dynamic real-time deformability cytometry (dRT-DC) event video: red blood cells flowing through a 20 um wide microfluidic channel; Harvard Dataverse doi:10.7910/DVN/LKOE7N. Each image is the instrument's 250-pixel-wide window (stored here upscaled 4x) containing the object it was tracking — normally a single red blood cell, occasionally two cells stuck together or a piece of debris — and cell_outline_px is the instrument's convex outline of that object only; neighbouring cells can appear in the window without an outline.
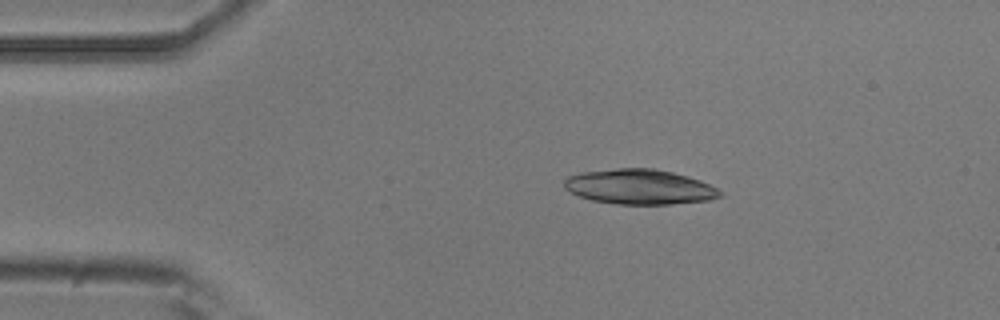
{"species": "common noctule bat (a hibernating species)", "species_latin": "Nyctalus noctula", "temperature_condition": "room temperature", "stored_images_in_passage": 6, "camera_frame_rate_fps": 3000, "um_per_image_px": 0.085, "animal": {"sex": "male", "body_mass_g": 20.5, "forearm_length_mm": 52.5}, "frame": {"image": 1, "passage_image": 3, "time_ms": 2.333, "image_size_px": [1000, 320], "cell_outline_px": [[724, 192], [720, 196], [708, 200], [672, 204], [616, 204], [592, 200], [568, 192], [564, 188], [564, 180], [568, 176], [580, 172], [616, 168], [652, 168], [672, 172], [688, 176], [700, 180]], "centroid_in_image_um": [54.33, 15.87], "position_along_channel_um": 30.7, "area_um2": 31.85}}